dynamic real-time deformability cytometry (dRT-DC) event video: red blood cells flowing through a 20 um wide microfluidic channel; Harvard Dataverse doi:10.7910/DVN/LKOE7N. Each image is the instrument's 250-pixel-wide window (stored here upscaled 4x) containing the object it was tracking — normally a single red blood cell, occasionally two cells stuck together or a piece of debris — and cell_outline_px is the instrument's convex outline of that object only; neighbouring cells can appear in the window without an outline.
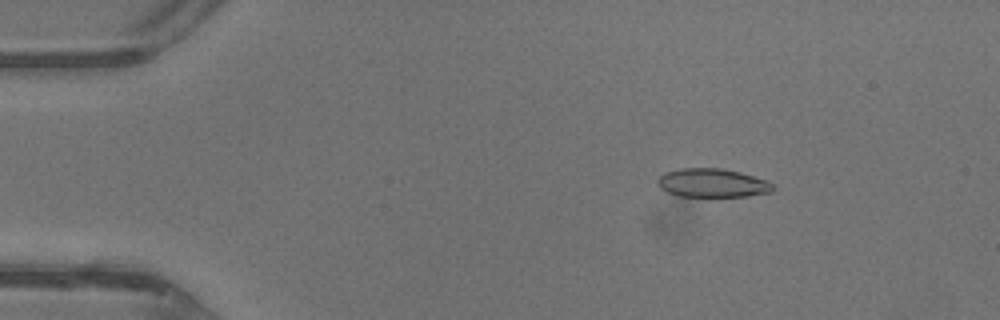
{"species": "common noctule bat (a hibernating species)", "species_latin": "Nyctalus noctula", "temperature_condition": "warm", "stored_images_in_passage": 32, "camera_frame_rate_fps": 3000, "um_per_image_px": 0.085, "animal": {"sex": "male", "body_mass_g": 13.3}, "frame": {"image": 1, "passage_image": 7, "time_ms": 2.0, "image_size_px": [1000, 320], "cell_outline_px": [[776, 188], [772, 192], [744, 196], [680, 196], [668, 192], [660, 188], [656, 184], [656, 180], [664, 172], [680, 168], [720, 168], [740, 172], [764, 180], [772, 184]], "centroid_in_image_um": [60.51, 15.55], "position_along_channel_um": 24.5, "area_um2": 19.19}}
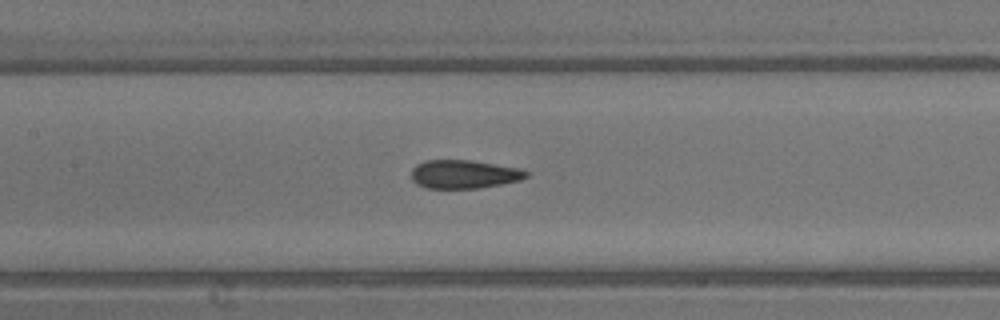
{"frame": {"image": 2, "passage_image": 21, "time_ms": 6.667, "image_size_px": [1000, 320], "cell_outline_px": [[528, 176], [520, 180], [480, 188], [428, 188], [416, 184], [412, 180], [412, 168], [416, 164], [424, 160], [472, 160], [520, 168], [528, 172]], "centroid_in_image_um": [39.42, 14.8], "position_along_channel_um": 168.0, "area_um2": 19.13}}
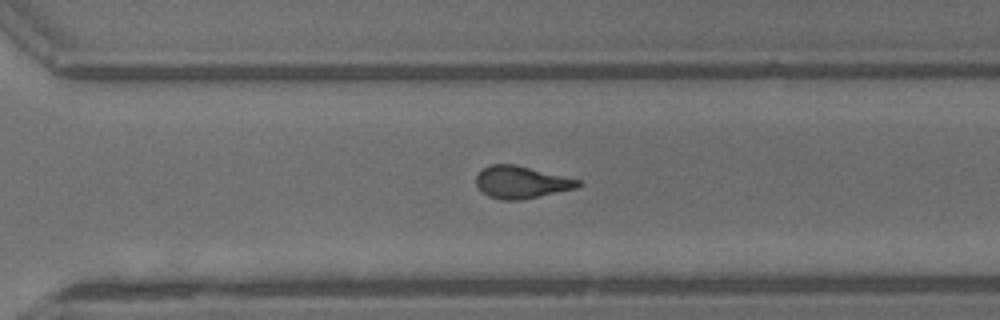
{"frame": {"image": 3, "passage_image": 31, "time_ms": 10.0, "image_size_px": [1000, 320], "cell_outline_px": [[584, 184], [576, 188], [516, 200], [504, 200], [488, 196], [476, 184], [476, 176], [484, 168], [492, 164], [516, 164], [580, 180]], "centroid_in_image_um": [44.32, 15.47], "position_along_channel_um": 326.3, "area_um2": 18.79}}